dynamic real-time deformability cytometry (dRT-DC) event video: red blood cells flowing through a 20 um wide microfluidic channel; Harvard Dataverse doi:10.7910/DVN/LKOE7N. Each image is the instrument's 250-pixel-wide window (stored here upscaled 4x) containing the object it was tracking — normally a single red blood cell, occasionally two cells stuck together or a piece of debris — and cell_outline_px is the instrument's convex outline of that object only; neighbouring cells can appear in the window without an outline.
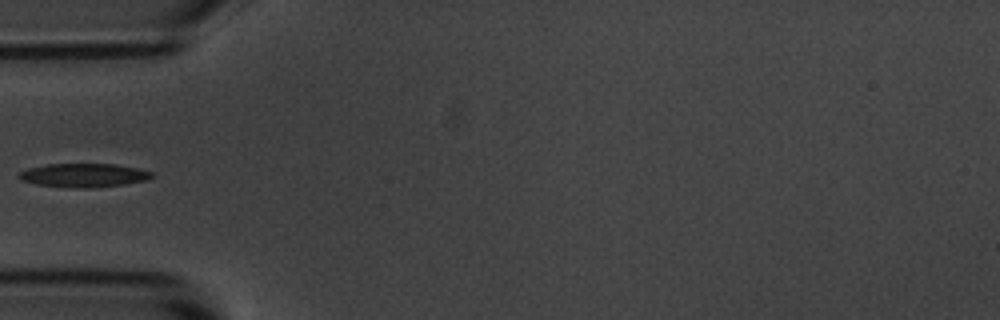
{"species": "common noctule bat (a hibernating species)", "species_latin": "Nyctalus noctula", "temperature_condition": "room temperature", "stored_images_in_passage": 27, "camera_frame_rate_fps": 3000, "um_per_image_px": 0.085, "animal": {"sex": "male", "body_mass_g": 20.1, "forearm_length_mm": 53.5}, "frame": {"image": 1, "passage_image": 1, "time_ms": 0.0, "image_size_px": [1000, 320], "cell_outline_px": [[156, 176], [148, 180], [124, 184], [88, 188], [76, 188], [36, 184], [20, 180], [16, 176], [20, 172], [28, 168], [48, 164], [112, 164], [136, 168], [152, 172]], "centroid_in_image_um": [7.11, 14.9], "position_along_channel_um": 77.9, "area_um2": 18.32}}
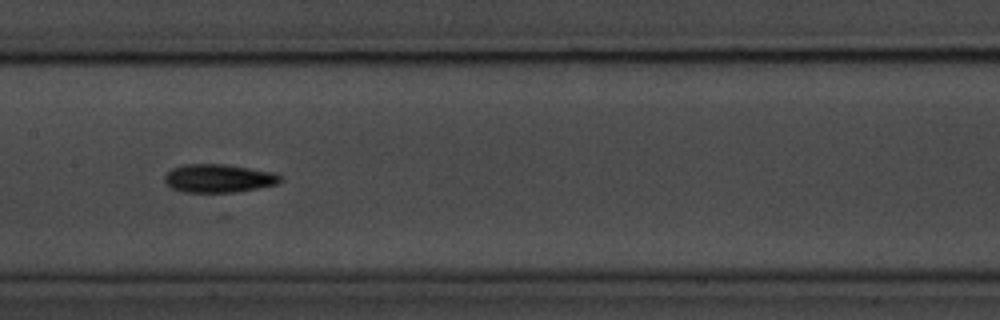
{"frame": {"image": 2, "passage_image": 10, "time_ms": 3.0, "image_size_px": [1000, 320], "cell_outline_px": [[284, 180], [280, 184], [236, 192], [180, 192], [168, 188], [164, 184], [164, 176], [172, 168], [184, 164], [224, 164], [276, 172], [284, 176]], "centroid_in_image_um": [18.61, 15.16], "position_along_channel_um": 188.8, "area_um2": 19.65}}
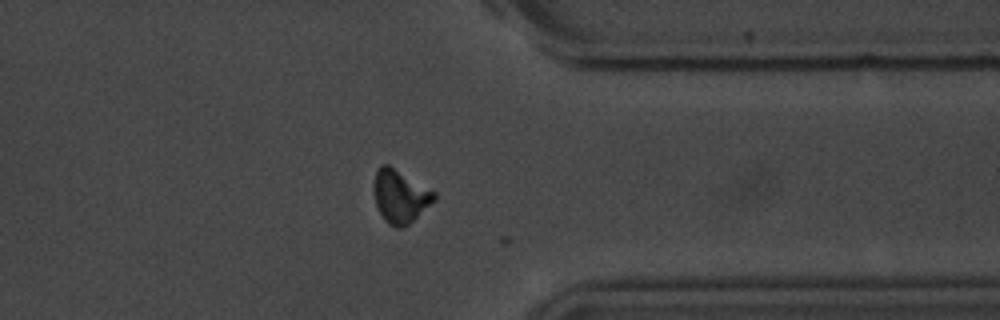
{"frame": {"image": 3, "passage_image": 26, "time_ms": 8.333, "image_size_px": [1000, 320], "cell_outline_px": [[436, 200], [404, 228], [396, 228], [388, 224], [384, 220], [376, 204], [376, 168], [380, 164], [388, 164], [436, 192]], "centroid_in_image_um": [34.05, 16.7], "position_along_channel_um": 377.3, "area_um2": 18.38}}